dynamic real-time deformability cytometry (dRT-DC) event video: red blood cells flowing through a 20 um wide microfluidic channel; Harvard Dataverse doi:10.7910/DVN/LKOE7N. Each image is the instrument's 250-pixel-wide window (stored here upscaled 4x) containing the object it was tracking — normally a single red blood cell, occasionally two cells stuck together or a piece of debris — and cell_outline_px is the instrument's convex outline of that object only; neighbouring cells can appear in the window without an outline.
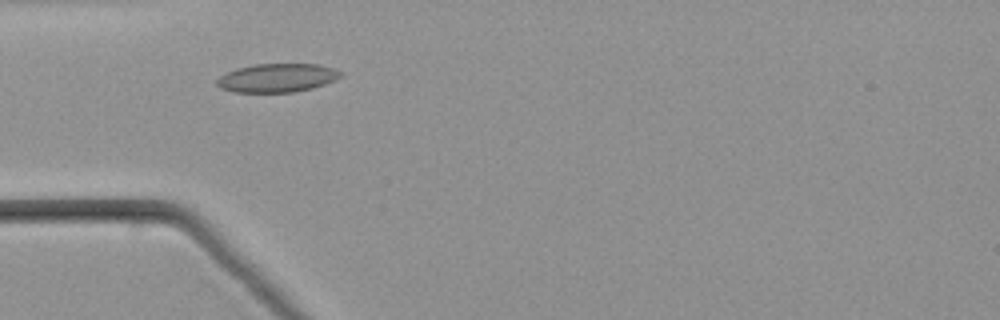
{"species": "common noctule bat (a hibernating species)", "species_latin": "Nyctalus noctula", "temperature_condition": "warm", "stored_images_in_passage": 44, "camera_frame_rate_fps": 3000, "um_per_image_px": 0.085, "animal": {"sex": "male", "body_mass_g": 21.5, "forearm_length_mm": 52.0}, "frame": {"image": 1, "passage_image": 9, "time_ms": 2.667, "image_size_px": [1000, 320], "cell_outline_px": [[344, 72], [340, 76], [324, 84], [312, 88], [296, 92], [236, 92], [220, 88], [216, 84], [216, 80], [220, 76], [228, 72], [240, 68], [256, 64], [316, 64], [332, 68]], "centroid_in_image_um": [23.55, 6.62], "position_along_channel_um": 61.5, "area_um2": 20.35}}
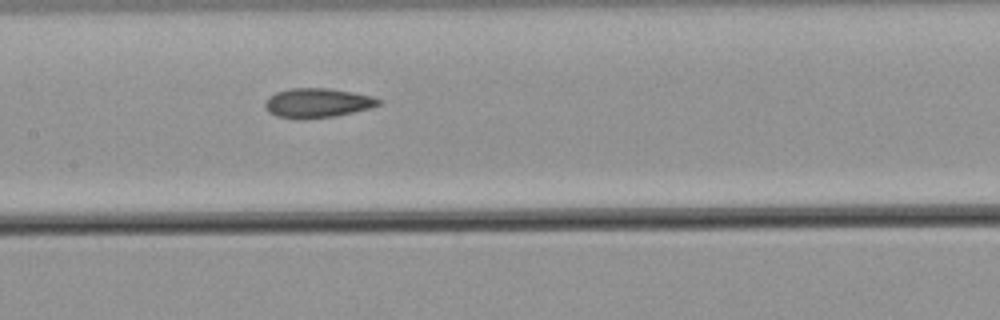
{"frame": {"image": 2, "passage_image": 18, "time_ms": 5.667, "image_size_px": [1000, 320], "cell_outline_px": [[380, 104], [372, 108], [336, 116], [300, 120], [276, 116], [268, 112], [264, 104], [268, 96], [276, 92], [292, 88], [332, 88], [372, 96], [380, 100]], "centroid_in_image_um": [26.96, 8.76], "position_along_channel_um": 180.4, "area_um2": 19.71}}
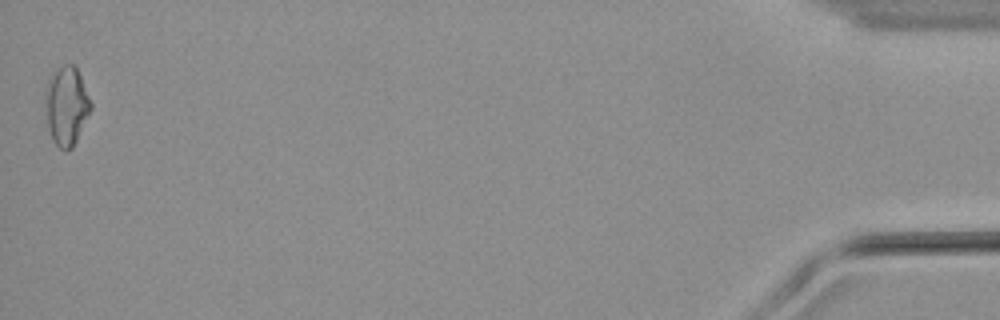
{"frame": {"image": 3, "passage_image": 44, "time_ms": 14.333, "image_size_px": [1000, 320], "cell_outline_px": [[92, 108], [72, 148], [64, 152], [52, 140], [48, 128], [48, 80], [52, 72], [64, 64], [72, 64], [76, 68], [80, 76], [92, 104]], "centroid_in_image_um": [5.69, 9.02], "position_along_channel_um": 429.5, "area_um2": 20.11}}